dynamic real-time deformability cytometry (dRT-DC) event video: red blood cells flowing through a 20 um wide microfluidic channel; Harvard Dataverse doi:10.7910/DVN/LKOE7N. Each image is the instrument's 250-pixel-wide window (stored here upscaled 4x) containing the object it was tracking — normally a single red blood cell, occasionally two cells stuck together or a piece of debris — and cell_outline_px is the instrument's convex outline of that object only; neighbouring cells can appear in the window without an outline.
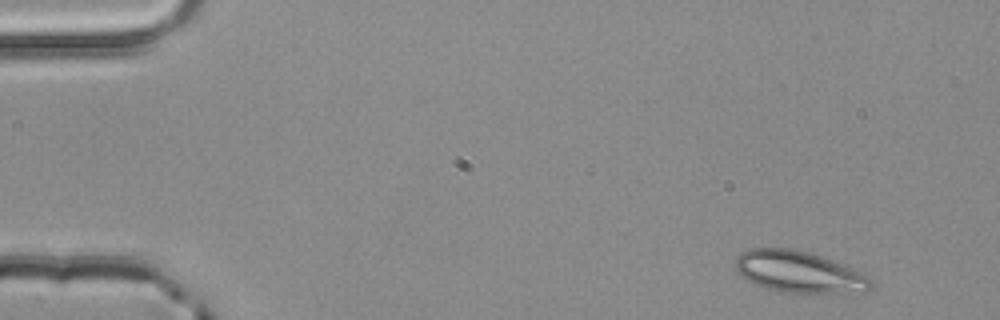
{"species": "common noctule bat (a hibernating species)", "species_latin": "Nyctalus noctula", "temperature_condition": "room temperature", "stored_images_in_passage": 3, "camera_frame_rate_fps": 3000, "um_per_image_px": 0.085, "animal": {"sex": "male", "body_mass_g": 20.4}, "frame": {"image": 1, "passage_image": 1, "time_ms": 0.0, "image_size_px": [1000, 320], "cell_outline_px": [[872, 288], [868, 292], [788, 292], [764, 288], [752, 284], [740, 276], [732, 268], [736, 256], [740, 252], [748, 248], [792, 248], [808, 252], [820, 256], [860, 272], [868, 276], [872, 280]], "centroid_in_image_um": [67.81, 23.1], "position_along_channel_um": 17.2, "area_um2": 32.95}}